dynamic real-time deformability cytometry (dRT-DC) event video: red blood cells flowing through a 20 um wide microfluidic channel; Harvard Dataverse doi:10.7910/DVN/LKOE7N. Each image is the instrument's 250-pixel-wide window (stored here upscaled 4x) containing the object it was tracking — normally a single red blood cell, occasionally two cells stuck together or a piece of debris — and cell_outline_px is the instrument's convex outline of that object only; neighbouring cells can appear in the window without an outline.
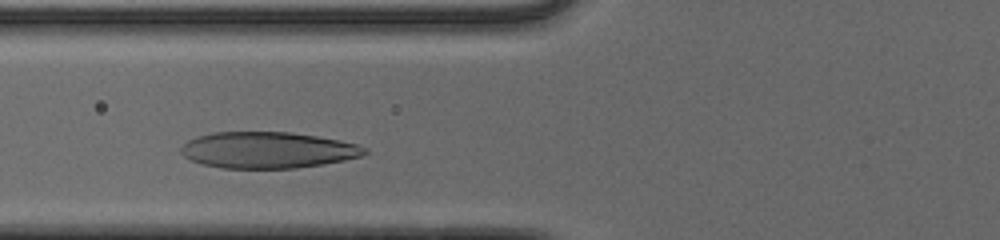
{"species": "human", "species_latin": "Homo sapiens", "temperature_condition": "cold", "stored_images_in_passage": 29, "camera_frame_rate_fps": 3000, "um_per_image_px": 0.085, "donor": {"sex": "male"}, "frame": {"image": 1, "passage_image": 6, "time_ms": 1.667, "image_size_px": [1000, 240], "cell_outline_px": [[368, 152], [360, 156], [344, 160], [324, 164], [296, 168], [220, 168], [204, 164], [192, 160], [184, 156], [180, 152], [180, 148], [188, 140], [196, 136], [212, 132], [288, 132], [316, 136], [340, 140], [356, 144], [368, 148]], "centroid_in_image_um": [22.75, 12.75], "position_along_channel_um": 103.1, "area_um2": 38.84}}
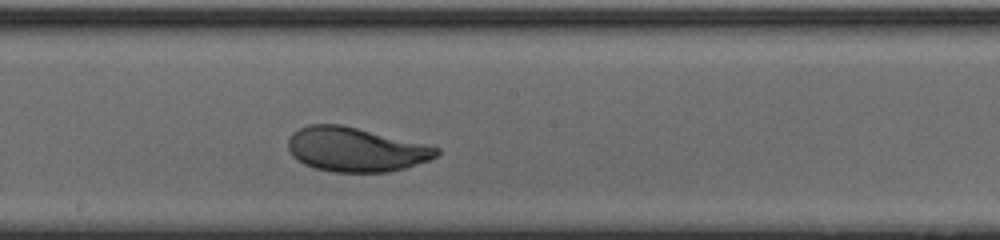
{"frame": {"image": 2, "passage_image": 15, "time_ms": 4.667, "image_size_px": [1000, 240], "cell_outline_px": [[440, 152], [436, 156], [428, 160], [404, 168], [388, 172], [332, 172], [316, 168], [304, 164], [292, 156], [288, 148], [288, 140], [292, 132], [308, 124], [340, 124], [424, 144], [440, 148]], "centroid_in_image_um": [30.18, 12.71], "position_along_channel_um": 218.0, "area_um2": 37.97}}
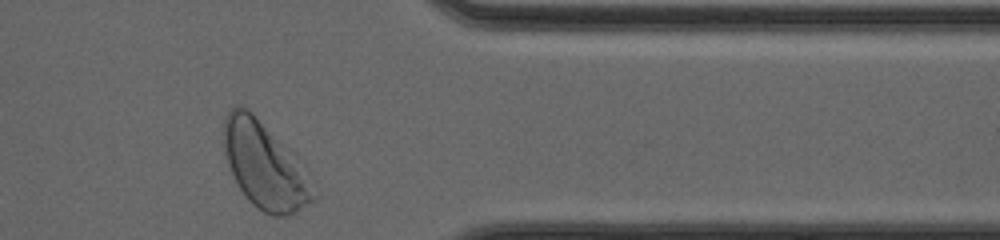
{"frame": {"image": 3, "passage_image": 29, "time_ms": 9.333, "image_size_px": [1000, 240], "cell_outline_px": [[320, 192], [316, 200], [296, 212], [288, 216], [272, 216], [264, 212], [252, 204], [248, 200], [240, 188], [232, 172], [224, 152], [224, 120], [228, 112], [236, 104], [240, 104], [248, 108], [288, 148]], "centroid_in_image_um": [22.54, 14.09], "position_along_channel_um": 388.9, "area_um2": 44.97}, "authors_computed_cell_mechanics": {"area_um2": 38.0902, "velocity_mm_per_s": 3.841, "shape_relaxation_time_tau1_ms": 2.9347, "shape_relaxation_time_tau2_ms": null, "deformation_change_tau1": 0.163, "deformation_change_tau2": null}}